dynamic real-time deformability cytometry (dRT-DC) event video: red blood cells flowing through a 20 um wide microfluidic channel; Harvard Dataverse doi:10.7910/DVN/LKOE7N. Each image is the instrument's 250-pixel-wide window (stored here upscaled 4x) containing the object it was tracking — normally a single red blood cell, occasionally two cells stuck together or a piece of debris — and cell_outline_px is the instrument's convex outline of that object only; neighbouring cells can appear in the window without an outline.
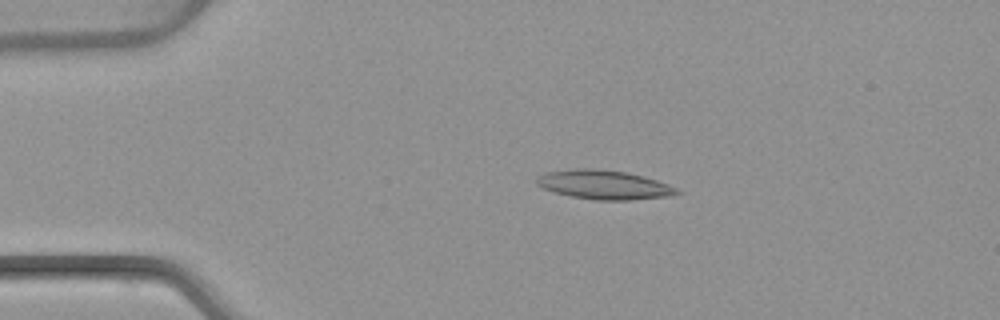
{"species": "common noctule bat (a hibernating species)", "species_latin": "Nyctalus noctula", "temperature_condition": "warm", "stored_images_in_passage": 49, "camera_frame_rate_fps": 3000, "um_per_image_px": 0.085, "animal": {"sex": "female", "body_mass_g": 22.7, "forearm_length_mm": 54.2}, "frame": {"image": 1, "passage_image": 7, "time_ms": 2.0, "image_size_px": [1000, 320], "cell_outline_px": [[680, 192], [668, 196], [628, 200], [596, 200], [572, 196], [556, 192], [544, 188], [536, 184], [536, 176], [544, 172], [580, 168], [592, 168], [624, 172], [656, 180], [668, 184], [676, 188]], "centroid_in_image_um": [51.29, 15.7], "position_along_channel_um": 33.7, "area_um2": 23.41}}
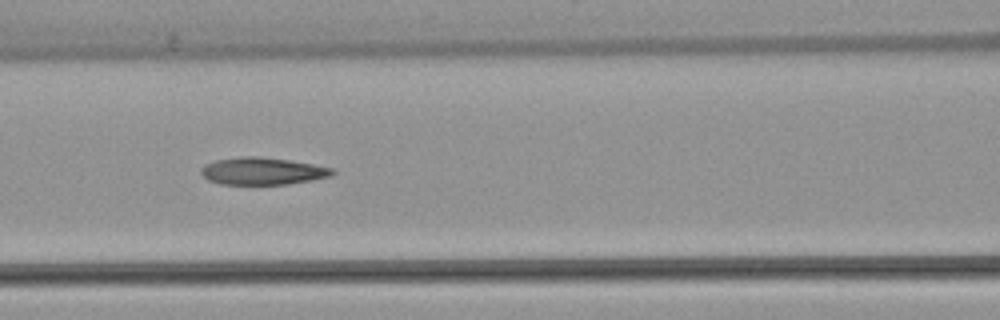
{"frame": {"image": 2, "passage_image": 19, "time_ms": 6.0, "image_size_px": [1000, 320], "cell_outline_px": [[336, 172], [332, 176], [312, 180], [288, 184], [220, 184], [208, 180], [200, 172], [200, 168], [204, 164], [216, 160], [240, 156], [260, 156], [288, 160], [312, 164], [332, 168]], "centroid_in_image_um": [22.29, 14.54], "position_along_channel_um": 144.3, "area_um2": 20.92}}
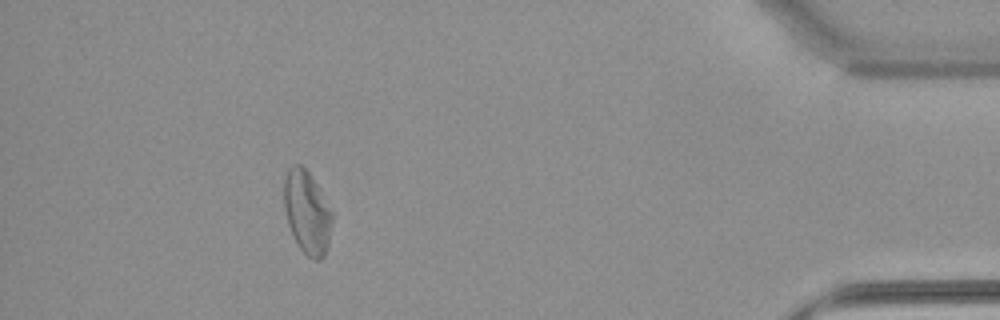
{"frame": {"image": 3, "passage_image": 44, "time_ms": 14.333, "image_size_px": [1000, 320], "cell_outline_px": [[332, 220], [328, 244], [324, 256], [320, 260], [312, 260], [300, 248], [288, 224], [284, 208], [284, 180], [288, 168], [292, 164], [300, 164], [308, 172], [316, 184], [332, 212]], "centroid_in_image_um": [26.09, 18.04], "position_along_channel_um": 409.1, "area_um2": 22.95}, "authors_computed_cell_mechanics": {"area_um2": 22.1952, "velocity_mm_per_s": 3.8595, "shape_relaxation_time_tau1_ms": 8.4803, "shape_relaxation_time_tau2_ms": 3.1482, "deformation_change_tau1": 0.2437, "deformation_change_tau2": 0.1356}}